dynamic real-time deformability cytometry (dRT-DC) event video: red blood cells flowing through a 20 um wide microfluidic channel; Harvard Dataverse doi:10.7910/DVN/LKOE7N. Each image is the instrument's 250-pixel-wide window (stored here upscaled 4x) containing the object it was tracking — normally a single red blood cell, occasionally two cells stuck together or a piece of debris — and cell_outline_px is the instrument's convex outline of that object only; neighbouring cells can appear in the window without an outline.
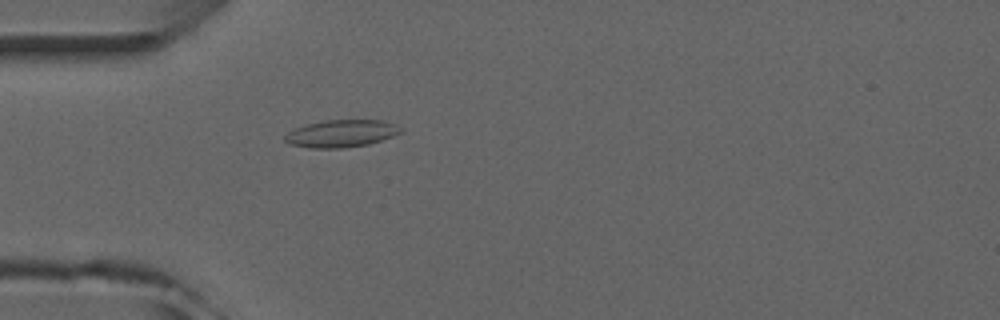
{"species": "common noctule bat (a hibernating species)", "species_latin": "Nyctalus noctula", "temperature_condition": "room temperature", "stored_images_in_passage": 5, "camera_frame_rate_fps": 3000, "um_per_image_px": 0.085, "animal": {"sex": "male", "forearm_length_mm": 52.5}, "frame": {"image": 1, "passage_image": 5, "time_ms": 4.667, "image_size_px": [1000, 320], "cell_outline_px": [[404, 132], [368, 144], [340, 148], [308, 148], [288, 144], [284, 140], [284, 136], [288, 132], [296, 128], [308, 124], [324, 120], [380, 120], [396, 124], [404, 128]], "centroid_in_image_um": [29.02, 11.35], "position_along_channel_um": 56.0, "area_um2": 18.5}}